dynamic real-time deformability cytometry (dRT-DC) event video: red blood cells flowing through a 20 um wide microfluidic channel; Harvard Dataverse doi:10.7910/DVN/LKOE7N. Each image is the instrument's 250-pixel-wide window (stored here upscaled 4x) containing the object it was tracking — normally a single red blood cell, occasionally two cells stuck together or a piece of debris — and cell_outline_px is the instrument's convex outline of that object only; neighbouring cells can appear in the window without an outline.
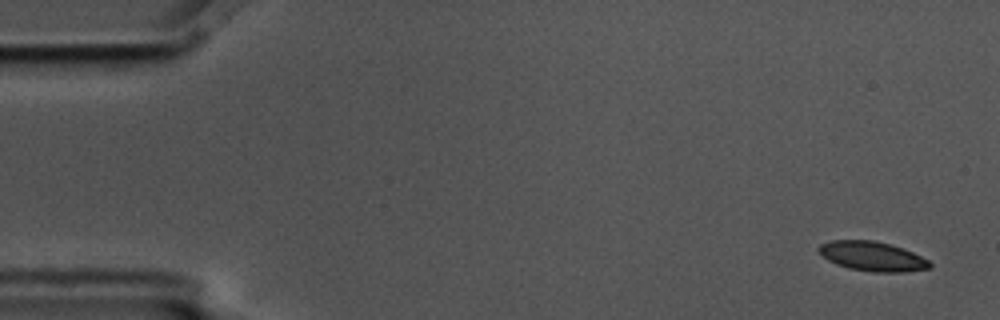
{"species": "common noctule bat (a hibernating species)", "species_latin": "Nyctalus noctula", "temperature_condition": "cold", "stored_images_in_passage": 6, "camera_frame_rate_fps": 3000, "um_per_image_px": 0.085, "animal": {"sex": "male", "body_mass_g": 17.5, "forearm_length_mm": 52.3}, "frame": {"image": 1, "passage_image": 1, "time_ms": 0.0, "image_size_px": [1000, 320], "cell_outline_px": [[932, 268], [904, 272], [872, 272], [848, 268], [836, 264], [828, 260], [816, 248], [820, 244], [832, 240], [872, 240], [904, 248], [928, 260], [932, 264]], "centroid_in_image_um": [74.15, 21.79], "position_along_channel_um": 10.8, "area_um2": 19.07}}